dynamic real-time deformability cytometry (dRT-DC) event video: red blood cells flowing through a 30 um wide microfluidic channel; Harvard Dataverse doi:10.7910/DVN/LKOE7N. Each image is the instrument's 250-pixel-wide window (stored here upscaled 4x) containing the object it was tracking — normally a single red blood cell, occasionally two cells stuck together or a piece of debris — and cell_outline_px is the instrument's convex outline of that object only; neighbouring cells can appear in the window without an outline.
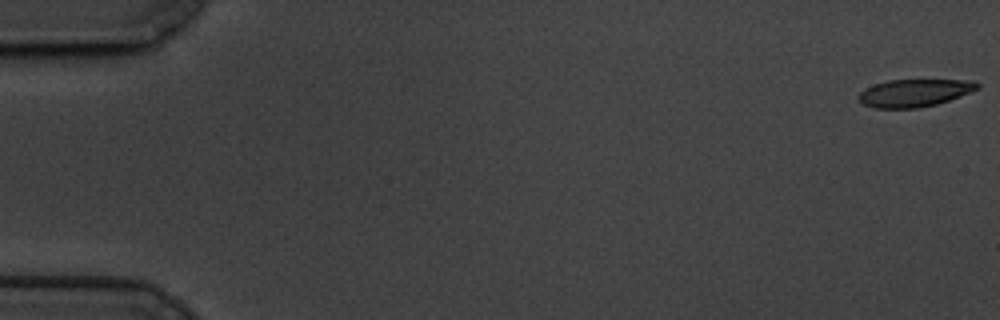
{"species": "common noctule bat (a hibernating species)", "species_latin": "Nyctalus noctula", "temperature_condition": "cold", "stored_images_in_passage": 60, "camera_frame_rate_fps": 3000, "um_per_image_px": 0.085, "animal": {"sex": "male", "body_mass_g": 19.5, "forearm_length_mm": 54.6}, "frame": {"image": 1, "passage_image": 1, "time_ms": 0.0, "image_size_px": [1000, 320], "cell_outline_px": [[980, 88], [960, 96], [936, 104], [916, 108], [872, 108], [864, 104], [856, 96], [864, 88], [888, 80], [976, 80], [980, 84]], "centroid_in_image_um": [77.73, 7.89], "position_along_channel_um": 7.3, "area_um2": 19.07}}
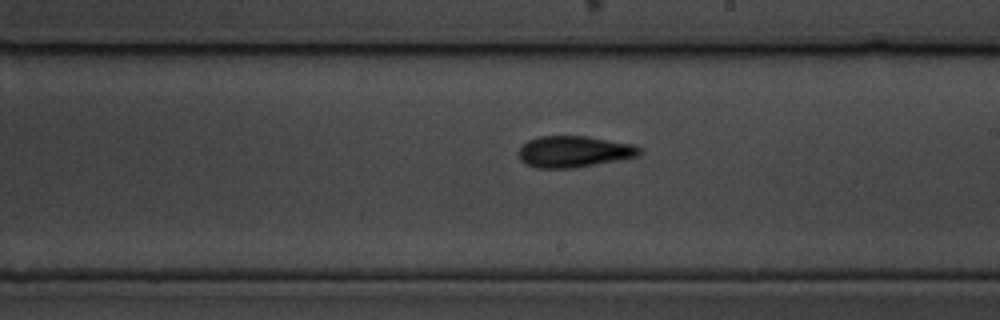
{"frame": {"image": 2, "passage_image": 35, "time_ms": 11.333, "image_size_px": [1000, 320], "cell_outline_px": [[640, 156], [572, 168], [536, 168], [520, 160], [520, 148], [528, 140], [540, 136], [584, 136], [636, 144], [640, 148]], "centroid_in_image_um": [48.81, 12.88], "position_along_channel_um": 240.2, "area_um2": 21.91}}
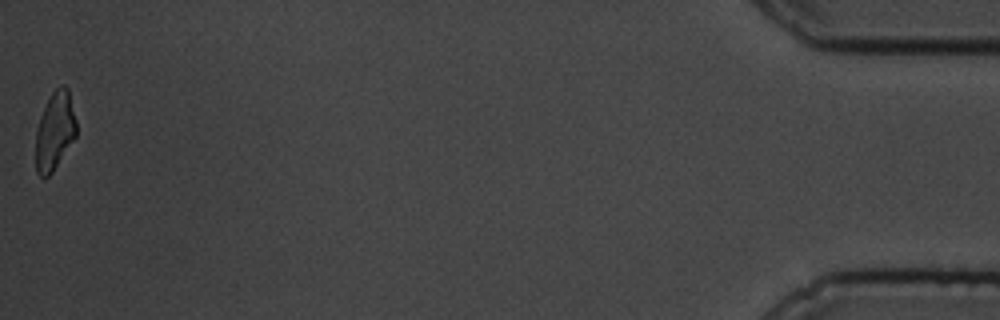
{"frame": {"image": 3, "passage_image": 60, "time_ms": 19.667, "image_size_px": [1000, 320], "cell_outline_px": [[76, 136], [52, 172], [44, 180], [36, 172], [36, 132], [40, 116], [52, 92], [60, 84], [64, 84], [68, 88], [76, 120]], "centroid_in_image_um": [4.66, 11.13], "position_along_channel_um": 430.5, "area_um2": 18.44}, "authors_computed_cell_mechanics": {"area_um2": 21.0103, "velocity_mm_per_s": 3.3838, "shape_relaxation_time_tau1_ms": 4.0452, "shape_relaxation_time_tau2_ms": 3.2783, "deformation_change_tau1": 0.1217, "deformation_change_tau2": 0.0974}}